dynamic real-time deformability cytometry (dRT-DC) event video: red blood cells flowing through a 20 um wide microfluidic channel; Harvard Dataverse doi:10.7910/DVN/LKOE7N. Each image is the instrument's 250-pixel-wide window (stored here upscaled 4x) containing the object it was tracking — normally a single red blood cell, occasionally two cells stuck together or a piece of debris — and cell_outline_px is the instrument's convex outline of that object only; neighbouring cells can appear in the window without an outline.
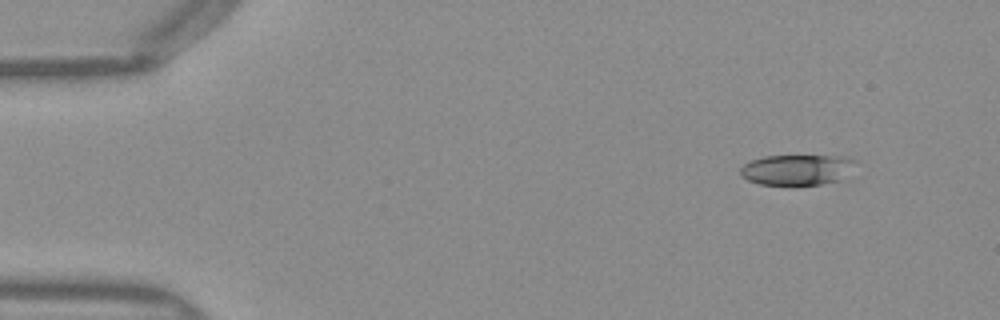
{"species": "Egyptian fruit bat (a non-hibernating species)", "species_latin": "Rousettus aegyptiacus", "temperature_condition": "warm", "stored_images_in_passage": 46, "camera_frame_rate_fps": 3000, "um_per_image_px": 0.085, "frame": {"image": 1, "passage_image": 1, "time_ms": 0.0, "image_size_px": [1000, 320], "cell_outline_px": [[860, 160], [836, 180], [820, 184], [792, 188], [760, 184], [748, 180], [740, 176], [740, 168], [744, 164], [752, 160], [764, 156], [848, 156]], "centroid_in_image_um": [67.68, 14.45], "position_along_channel_um": 17.3, "area_um2": 20.98}}
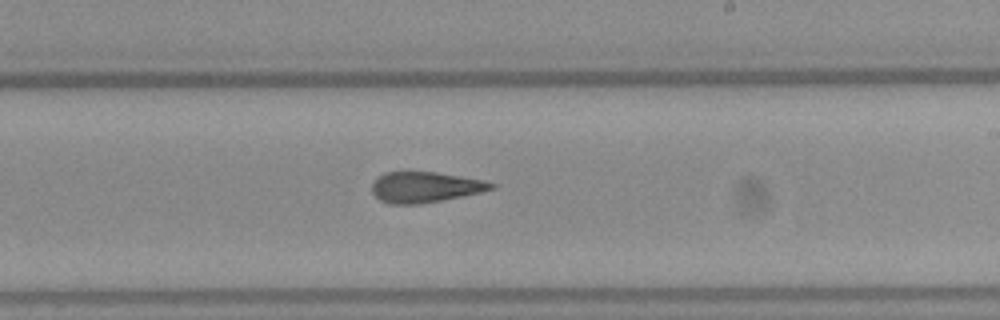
{"frame": {"image": 2, "passage_image": 26, "time_ms": 8.333, "image_size_px": [1000, 320], "cell_outline_px": [[496, 188], [480, 192], [420, 204], [388, 204], [380, 200], [372, 192], [372, 184], [384, 172], [436, 172], [484, 180], [496, 184]], "centroid_in_image_um": [36.13, 15.91], "position_along_channel_um": 252.9, "area_um2": 21.1}}
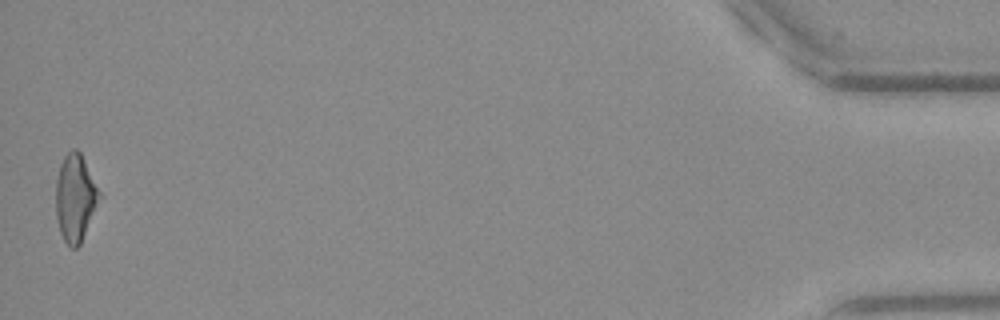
{"frame": {"image": 3, "passage_image": 46, "time_ms": 15.0, "image_size_px": [1000, 320], "cell_outline_px": [[104, 196], [80, 244], [76, 248], [72, 248], [64, 240], [60, 232], [56, 220], [56, 180], [60, 164], [64, 156], [72, 148], [76, 148], [80, 152]], "centroid_in_image_um": [6.44, 16.82], "position_along_channel_um": 428.8, "area_um2": 22.72}, "authors_computed_cell_mechanics": {"area_um2": 21.8773, "velocity_mm_per_s": 4.0395, "shape_relaxation_time_tau1_ms": 7.3154, "shape_relaxation_time_tau2_ms": 3.3098, "deformation_change_tau1": 0.2433, "deformation_change_tau2": 0.1553}}